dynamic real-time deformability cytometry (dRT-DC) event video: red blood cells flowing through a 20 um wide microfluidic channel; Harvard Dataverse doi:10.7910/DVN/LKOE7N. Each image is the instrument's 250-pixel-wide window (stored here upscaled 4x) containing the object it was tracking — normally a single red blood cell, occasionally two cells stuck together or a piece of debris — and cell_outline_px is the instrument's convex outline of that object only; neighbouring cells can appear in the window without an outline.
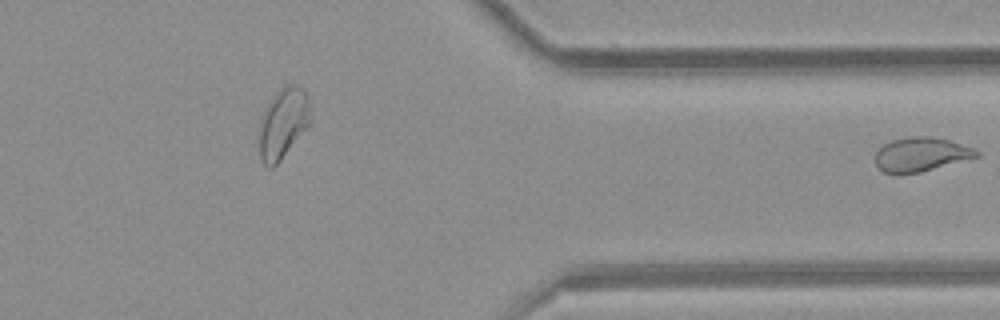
{"species": "common noctule bat (a hibernating species)", "species_latin": "Nyctalus noctula", "temperature_condition": "room temperature", "stored_images_in_passage": 34, "segment_of_instrument_passage": [2, 2], "camera_frame_rate_fps": 3000, "um_per_image_px": 0.085, "animal": {"sex": "female", "body_mass_g": 21.9}, "frame": {"image": 1, "passage_image": 34, "time_ms": 11.0, "image_size_px": [1000, 320], "cell_outline_px": [[980, 156], [920, 172], [896, 176], [884, 172], [876, 168], [876, 152], [884, 144], [892, 140], [912, 136], [932, 136], [948, 140], [972, 148], [980, 152]], "centroid_in_image_um": [78.24, 13.15], "position_along_channel_um": 333.2, "area_um2": 20.23}}